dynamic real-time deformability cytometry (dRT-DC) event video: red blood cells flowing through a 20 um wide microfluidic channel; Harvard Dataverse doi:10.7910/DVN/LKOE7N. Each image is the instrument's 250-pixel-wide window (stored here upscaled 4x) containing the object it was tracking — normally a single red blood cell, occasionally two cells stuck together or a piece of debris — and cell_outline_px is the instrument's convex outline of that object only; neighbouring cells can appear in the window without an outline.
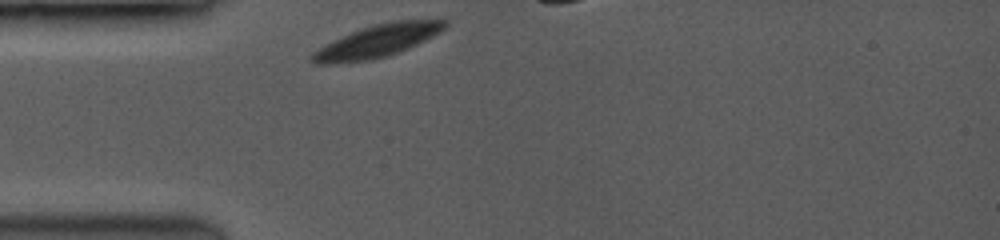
{"species": "common noctule bat (a hibernating species)", "species_latin": "Nyctalus noctula", "temperature_condition": "room temperature", "stored_images_in_passage": 4, "camera_frame_rate_fps": 3500, "um_per_image_px": 0.085, "animal": {"sex": "female", "body_mass_g": 19.0, "forearm_length_mm": 53.3}, "frame": {"image": 1, "passage_image": 1, "time_ms": 0.0, "image_size_px": [1000, 240], "cell_outline_px": [[448, 24], [440, 32], [408, 48], [384, 56], [368, 60], [328, 64], [320, 64], [312, 60], [308, 56], [312, 52], [324, 44], [332, 40], [360, 28], [372, 24], [392, 20], [448, 20]], "centroid_in_image_um": [32.03, 3.47], "position_along_channel_um": 53.0, "area_um2": 24.91}}